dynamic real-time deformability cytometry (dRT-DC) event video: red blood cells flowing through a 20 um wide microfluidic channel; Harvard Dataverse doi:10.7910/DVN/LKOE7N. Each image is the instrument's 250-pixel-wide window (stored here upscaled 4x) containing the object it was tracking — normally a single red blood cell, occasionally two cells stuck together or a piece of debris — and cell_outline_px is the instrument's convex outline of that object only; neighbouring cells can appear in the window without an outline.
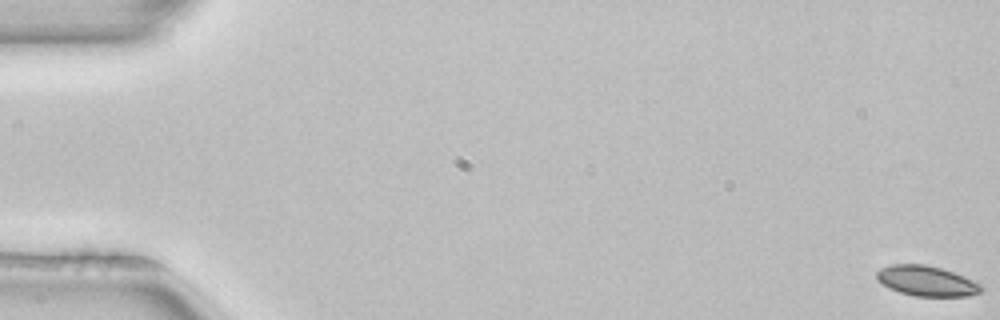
{"species": "common noctule bat (a hibernating species)", "species_latin": "Nyctalus noctula", "temperature_condition": "room temperature", "stored_images_in_passage": 5, "segment_of_instrument_passage": [1, 2], "camera_frame_rate_fps": 3000, "um_per_image_px": 0.085, "animal": {"sex": "female", "body_mass_g": 22.7, "forearm_length_mm": 54.2}, "frame": {"image": 1, "passage_image": 1, "time_ms": 0.0, "image_size_px": [1000, 320], "cell_outline_px": [[984, 288], [980, 292], [968, 296], [912, 296], [888, 288], [876, 280], [876, 272], [880, 268], [892, 264], [924, 264], [940, 268], [964, 276], [984, 284]], "centroid_in_image_um": [78.76, 23.88], "position_along_channel_um": 6.2, "area_um2": 18.61}}
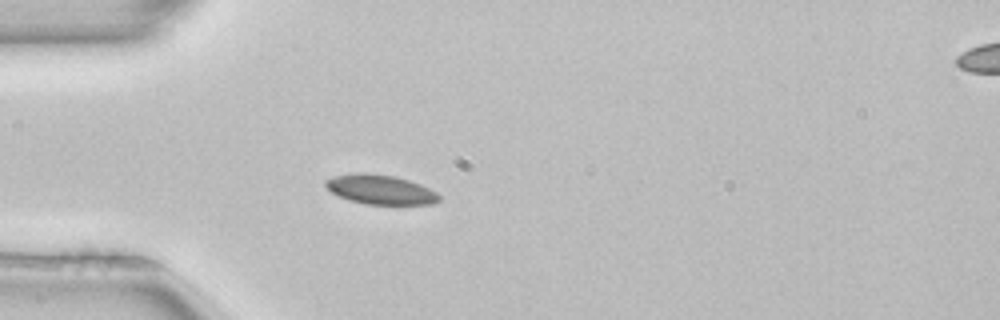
{"frame": {"image": 2, "passage_image": 4, "time_ms": 1.0, "image_size_px": [1000, 320], "cell_outline_px": [[440, 200], [432, 204], [364, 204], [348, 200], [332, 192], [324, 184], [324, 180], [332, 176], [356, 172], [364, 172], [396, 176], [420, 184], [436, 192], [440, 196]], "centroid_in_image_um": [32.3, 16.1], "position_along_channel_um": 52.7, "area_um2": 19.59}}